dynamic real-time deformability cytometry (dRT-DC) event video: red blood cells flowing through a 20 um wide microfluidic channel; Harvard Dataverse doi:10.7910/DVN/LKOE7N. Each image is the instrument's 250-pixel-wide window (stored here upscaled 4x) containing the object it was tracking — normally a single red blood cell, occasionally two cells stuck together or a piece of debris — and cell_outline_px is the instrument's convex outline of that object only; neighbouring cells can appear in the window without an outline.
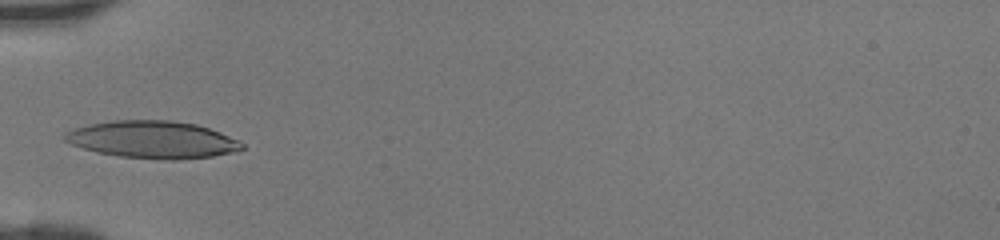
{"species": "human", "species_latin": "Homo sapiens", "temperature_condition": "room temperature", "stored_images_in_passage": 29, "camera_frame_rate_fps": 3000, "um_per_image_px": 0.085, "donor": {"sex": "female"}, "frame": {"image": 1, "passage_image": 1, "time_ms": 0.0, "image_size_px": [1000, 240], "cell_outline_px": [[244, 148], [232, 152], [212, 156], [176, 160], [172, 160], [120, 156], [100, 152], [84, 148], [72, 144], [64, 140], [64, 132], [72, 128], [112, 120], [172, 120], [196, 124], [220, 132], [240, 140], [244, 144]], "centroid_in_image_um": [12.99, 11.85], "position_along_channel_um": 72.0, "area_um2": 38.32}}
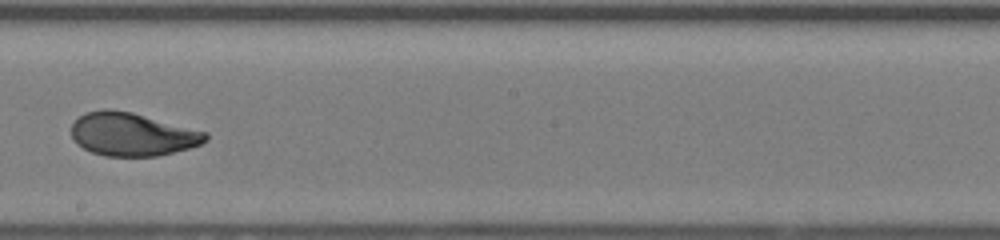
{"frame": {"image": 2, "passage_image": 12, "time_ms": 3.667, "image_size_px": [1000, 240], "cell_outline_px": [[208, 140], [200, 144], [188, 148], [156, 156], [104, 156], [92, 152], [84, 148], [72, 136], [72, 124], [80, 116], [88, 112], [104, 108], [132, 112], [208, 132]], "centroid_in_image_um": [11.27, 11.41], "position_along_channel_um": 236.9, "area_um2": 33.47}}
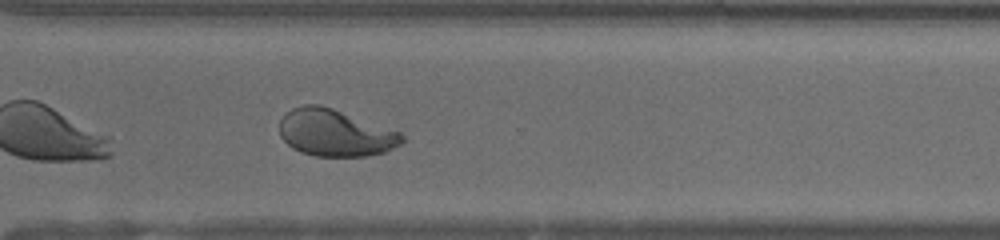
{"frame": {"image": 3, "passage_image": 19, "time_ms": 6.0, "image_size_px": [1000, 240], "cell_outline_px": [[404, 140], [400, 144], [384, 152], [368, 156], [316, 156], [300, 152], [292, 148], [280, 136], [280, 120], [292, 108], [304, 104], [320, 104], [332, 108], [400, 132], [404, 136]], "centroid_in_image_um": [28.47, 11.29], "position_along_channel_um": 342.1, "area_um2": 33.29}}